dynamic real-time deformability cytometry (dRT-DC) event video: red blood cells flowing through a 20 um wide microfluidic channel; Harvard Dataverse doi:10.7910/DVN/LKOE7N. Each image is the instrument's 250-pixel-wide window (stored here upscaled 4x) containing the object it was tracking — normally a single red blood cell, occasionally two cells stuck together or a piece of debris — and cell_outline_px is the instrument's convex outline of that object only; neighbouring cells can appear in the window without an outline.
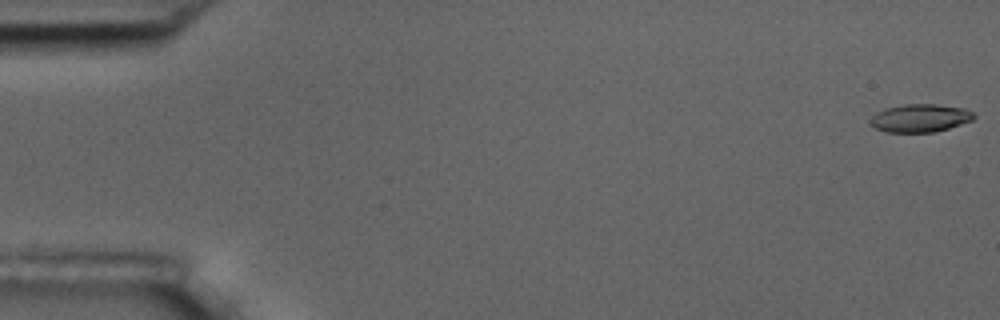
{"species": "common noctule bat (a hibernating species)", "species_latin": "Nyctalus noctula", "temperature_condition": "room temperature", "stored_images_in_passage": 5, "camera_frame_rate_fps": 3000, "um_per_image_px": 0.085, "animal": {"sex": "male", "body_mass_g": 17.5, "forearm_length_mm": 52.3}, "frame": {"image": 1, "passage_image": 1, "time_ms": 0.0, "image_size_px": [1000, 320], "cell_outline_px": [[976, 116], [972, 120], [936, 132], [884, 132], [876, 128], [868, 120], [876, 112], [884, 108], [904, 104], [932, 104], [964, 108], [972, 112]], "centroid_in_image_um": [78.17, 10.03], "position_along_channel_um": 6.8, "area_um2": 16.88}}
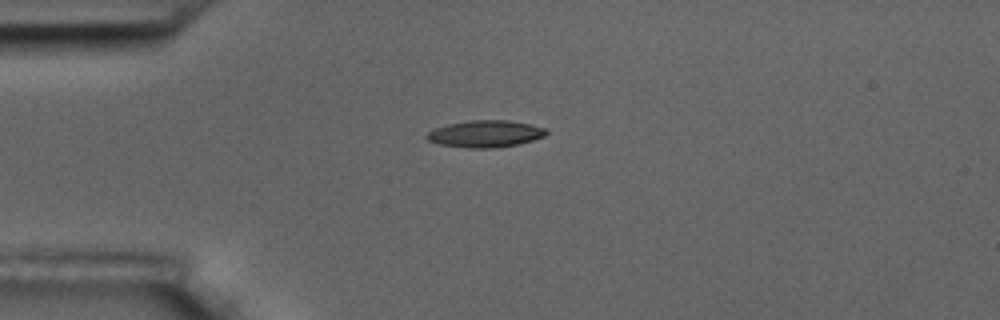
{"frame": {"image": 2, "passage_image": 5, "time_ms": 4.667, "image_size_px": [1000, 320], "cell_outline_px": [[548, 132], [544, 136], [520, 144], [496, 148], [468, 148], [440, 144], [428, 140], [424, 136], [428, 132], [436, 128], [448, 124], [472, 120], [508, 120], [532, 124], [544, 128]], "centroid_in_image_um": [41.27, 11.37], "position_along_channel_um": 43.7, "area_um2": 18.73}}